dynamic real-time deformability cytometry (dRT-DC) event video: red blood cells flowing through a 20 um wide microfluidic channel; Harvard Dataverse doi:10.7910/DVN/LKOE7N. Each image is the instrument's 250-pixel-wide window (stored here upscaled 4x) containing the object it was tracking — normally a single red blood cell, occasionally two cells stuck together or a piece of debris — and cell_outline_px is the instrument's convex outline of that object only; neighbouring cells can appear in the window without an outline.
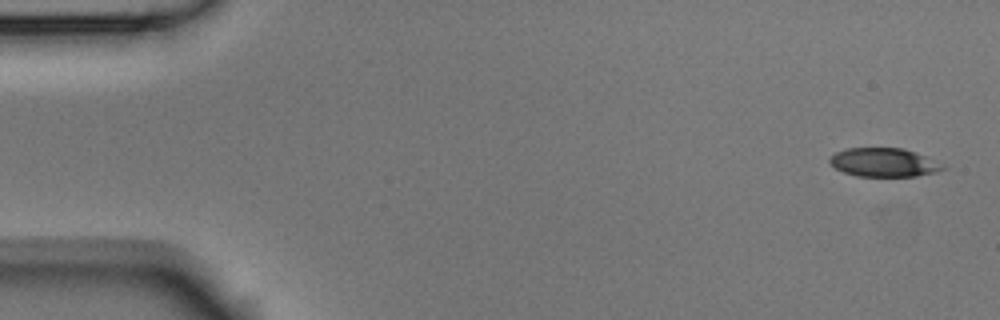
{"species": "Egyptian fruit bat (a non-hibernating species)", "species_latin": "Rousettus aegyptiacus", "temperature_condition": "room temperature", "stored_images_in_passage": 4, "camera_frame_rate_fps": 3000, "um_per_image_px": 0.085, "animal": {"sex": "male"}, "frame": {"image": 1, "passage_image": 1, "time_ms": 0.0, "image_size_px": [1000, 320], "cell_outline_px": [[948, 168], [916, 176], [856, 176], [844, 172], [836, 168], [828, 160], [836, 152], [848, 148], [904, 148], [916, 152], [944, 164]], "centroid_in_image_um": [75.15, 13.8], "position_along_channel_um": 9.9, "area_um2": 18.79}}
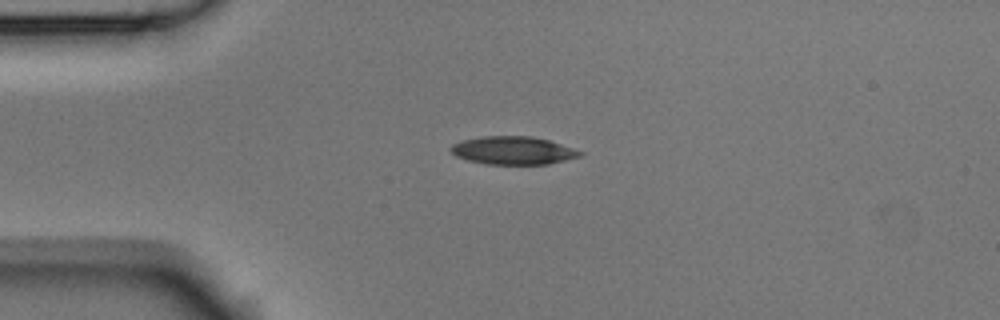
{"frame": {"image": 2, "passage_image": 4, "time_ms": 1.0, "image_size_px": [1000, 320], "cell_outline_px": [[584, 152], [580, 156], [548, 164], [484, 164], [468, 160], [456, 156], [448, 148], [452, 144], [464, 140], [484, 136], [532, 136], [548, 140]], "centroid_in_image_um": [43.58, 12.79], "position_along_channel_um": 41.4, "area_um2": 20.92}}